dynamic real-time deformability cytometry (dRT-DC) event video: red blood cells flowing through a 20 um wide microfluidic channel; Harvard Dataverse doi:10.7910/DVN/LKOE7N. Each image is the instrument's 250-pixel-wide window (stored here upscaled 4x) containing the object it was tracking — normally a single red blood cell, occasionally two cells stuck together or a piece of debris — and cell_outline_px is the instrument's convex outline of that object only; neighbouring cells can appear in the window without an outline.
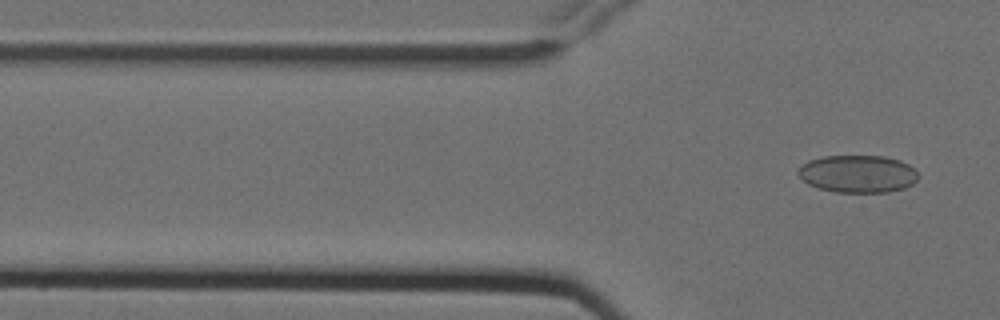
{"species": "Egyptian fruit bat (a non-hibernating species)", "species_latin": "Rousettus aegyptiacus", "temperature_condition": "cold", "stored_images_in_passage": 7, "camera_frame_rate_fps": 3000, "um_per_image_px": 0.085, "animal": {"sex": "female"}, "frame": {"image": 1, "passage_image": 7, "time_ms": 2.0, "image_size_px": [1000, 320], "cell_outline_px": [[920, 176], [912, 184], [904, 188], [888, 192], [836, 192], [820, 188], [808, 184], [796, 172], [796, 168], [800, 164], [808, 160], [820, 156], [884, 156], [900, 160], [908, 164]], "centroid_in_image_um": [72.88, 14.76], "position_along_channel_um": 52.9, "area_um2": 26.41}}